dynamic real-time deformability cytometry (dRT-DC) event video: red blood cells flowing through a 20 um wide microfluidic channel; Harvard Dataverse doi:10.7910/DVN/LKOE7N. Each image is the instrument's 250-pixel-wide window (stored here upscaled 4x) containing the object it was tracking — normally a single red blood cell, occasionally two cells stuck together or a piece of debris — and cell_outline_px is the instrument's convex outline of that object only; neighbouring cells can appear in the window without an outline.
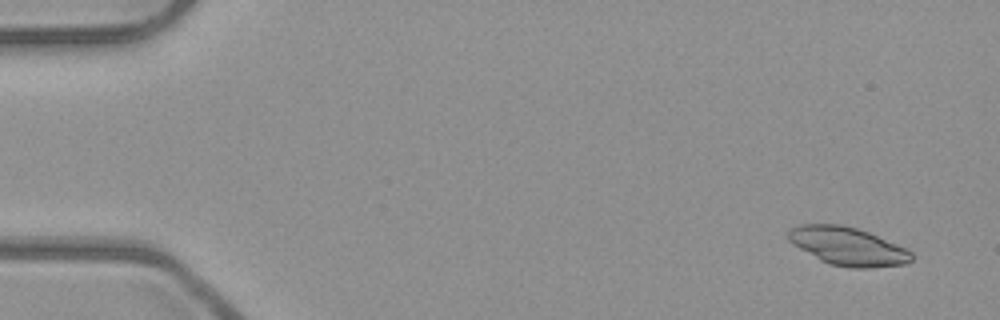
{"species": "common noctule bat (a hibernating species)", "species_latin": "Nyctalus noctula", "temperature_condition": "room temperature", "stored_images_in_passage": 52, "segment_of_instrument_passage": [1, 2], "camera_frame_rate_fps": 3000, "um_per_image_px": 0.085, "animal": {"sex": "male", "body_mass_g": 23.1, "forearm_length_mm": 52.7}, "frame": {"image": 1, "passage_image": 3, "time_ms": 0.667, "image_size_px": [1000, 320], "cell_outline_px": [[912, 260], [904, 264], [872, 268], [848, 268], [828, 264], [820, 260], [792, 244], [788, 240], [788, 232], [792, 228], [800, 224], [840, 224], [856, 228], [868, 232], [896, 244], [912, 252]], "centroid_in_image_um": [72.04, 20.94], "position_along_channel_um": 13.0, "area_um2": 27.34}}